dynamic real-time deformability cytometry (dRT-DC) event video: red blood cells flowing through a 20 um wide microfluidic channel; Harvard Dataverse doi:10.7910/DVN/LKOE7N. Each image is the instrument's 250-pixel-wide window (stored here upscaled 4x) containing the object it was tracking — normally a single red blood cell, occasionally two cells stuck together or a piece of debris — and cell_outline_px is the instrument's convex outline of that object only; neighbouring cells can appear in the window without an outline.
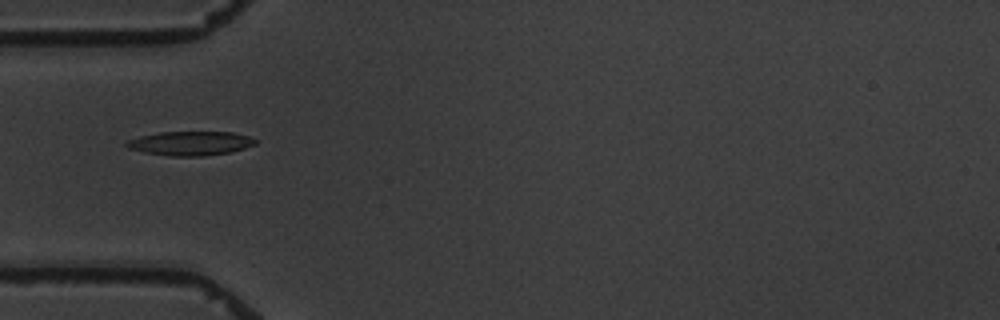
{"species": "common noctule bat (a hibernating species)", "species_latin": "Nyctalus noctula", "temperature_condition": "warm", "stored_images_in_passage": 3, "camera_frame_rate_fps": 3000, "um_per_image_px": 0.085, "animal": {"sex": "male", "body_mass_g": 19.5, "forearm_length_mm": 54.6}, "frame": {"image": 1, "passage_image": 1, "time_ms": 0.0, "image_size_px": [1000, 320], "cell_outline_px": [[256, 144], [244, 148], [228, 152], [204, 156], [172, 156], [144, 152], [128, 148], [124, 144], [128, 140], [140, 136], [160, 132], [232, 132], [248, 136], [256, 140]], "centroid_in_image_um": [16.16, 12.18], "position_along_channel_um": 68.8, "area_um2": 17.92}}
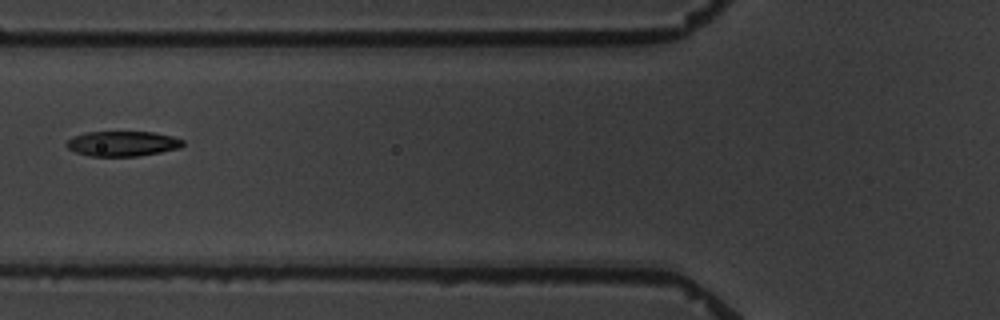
{"frame": {"image": 2, "passage_image": 2, "time_ms": 1.333, "image_size_px": [1000, 320], "cell_outline_px": [[184, 144], [180, 148], [160, 152], [136, 156], [88, 156], [76, 152], [68, 148], [64, 144], [72, 136], [84, 132], [152, 132], [172, 136], [184, 140]], "centroid_in_image_um": [10.39, 12.2], "position_along_channel_um": 115.4, "area_um2": 17.05}}
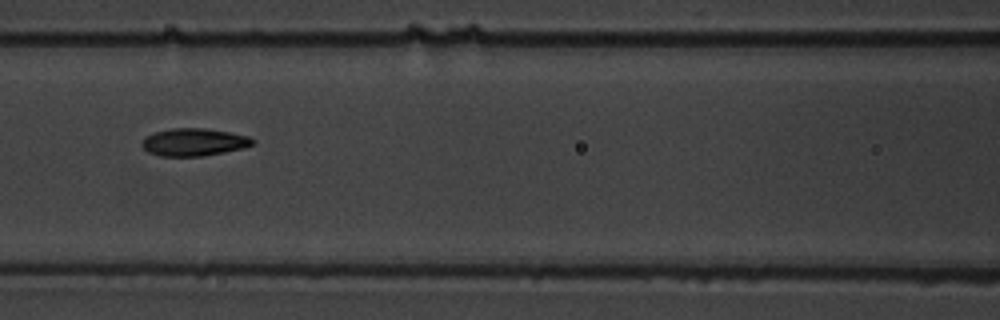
{"frame": {"image": 3, "passage_image": 3, "time_ms": 2.333, "image_size_px": [1000, 320], "cell_outline_px": [[256, 140], [252, 144], [244, 148], [204, 156], [160, 156], [148, 152], [140, 144], [152, 132], [172, 128], [204, 128], [228, 132], [248, 136]], "centroid_in_image_um": [16.48, 12.08], "position_along_channel_um": 150.1, "area_um2": 17.74}}